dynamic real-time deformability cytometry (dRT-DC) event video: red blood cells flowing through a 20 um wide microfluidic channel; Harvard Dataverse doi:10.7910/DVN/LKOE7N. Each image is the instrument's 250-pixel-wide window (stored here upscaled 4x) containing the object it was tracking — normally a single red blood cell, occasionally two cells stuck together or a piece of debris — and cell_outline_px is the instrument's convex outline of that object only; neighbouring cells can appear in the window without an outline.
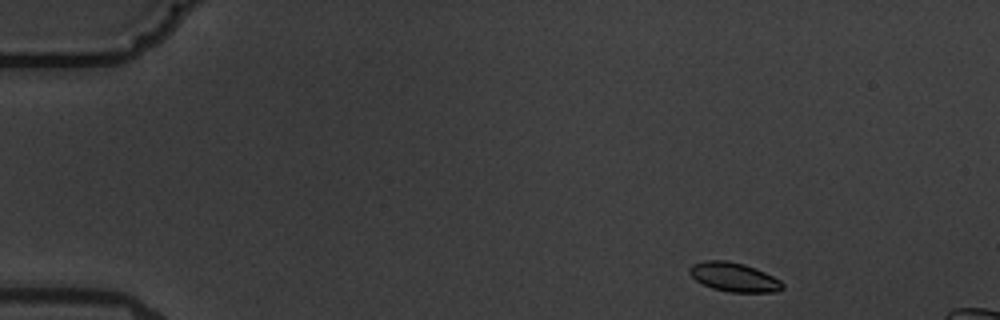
{"species": "common noctule bat (a hibernating species)", "species_latin": "Nyctalus noctula", "temperature_condition": "warm", "stored_images_in_passage": 4, "camera_frame_rate_fps": 3000, "um_per_image_px": 0.085, "animal": {"sex": "male", "body_mass_g": 19.5, "forearm_length_mm": 54.6}, "frame": {"image": 1, "passage_image": 1, "time_ms": 0.0, "image_size_px": [1000, 320], "cell_outline_px": [[784, 288], [776, 292], [728, 292], [712, 288], [696, 280], [688, 272], [688, 268], [692, 264], [704, 260], [724, 260], [744, 264], [756, 268], [780, 280], [784, 284]], "centroid_in_image_um": [62.38, 23.55], "position_along_channel_um": 22.6, "area_um2": 15.78}}